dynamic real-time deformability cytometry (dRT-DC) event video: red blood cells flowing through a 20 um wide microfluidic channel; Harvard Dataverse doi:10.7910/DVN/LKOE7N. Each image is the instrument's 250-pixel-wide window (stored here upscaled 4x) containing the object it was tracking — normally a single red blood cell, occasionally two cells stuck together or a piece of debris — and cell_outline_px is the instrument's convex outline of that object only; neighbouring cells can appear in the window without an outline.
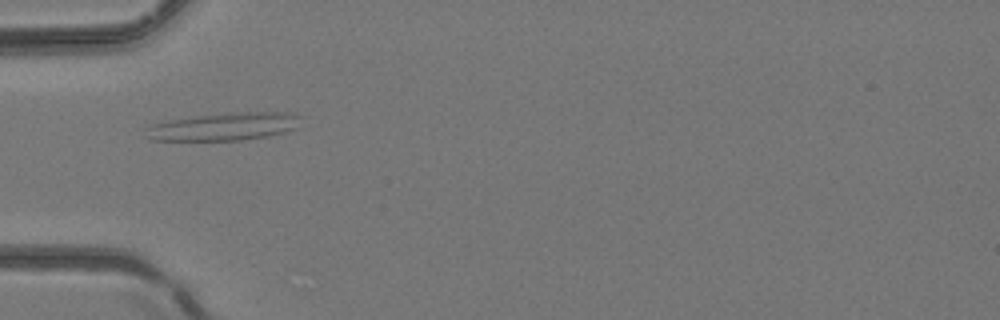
{"species": "common noctule bat (a hibernating species)", "species_latin": "Nyctalus noctula", "temperature_condition": "room temperature", "stored_images_in_passage": 4, "camera_frame_rate_fps": 3000, "um_per_image_px": 0.085, "animal": {"sex": "female", "body_mass_g": 24.6, "forearm_length_mm": 56.2}, "frame": {"image": 1, "passage_image": 1, "time_ms": 0.0, "image_size_px": [1000, 320], "cell_outline_px": [[300, 116], [296, 128], [284, 132], [268, 136], [240, 140], [152, 140], [144, 136], [148, 128], [152, 124], [192, 116], [232, 112], [296, 112]], "centroid_in_image_um": [19.07, 10.75], "position_along_channel_um": 65.9, "area_um2": 25.03}}